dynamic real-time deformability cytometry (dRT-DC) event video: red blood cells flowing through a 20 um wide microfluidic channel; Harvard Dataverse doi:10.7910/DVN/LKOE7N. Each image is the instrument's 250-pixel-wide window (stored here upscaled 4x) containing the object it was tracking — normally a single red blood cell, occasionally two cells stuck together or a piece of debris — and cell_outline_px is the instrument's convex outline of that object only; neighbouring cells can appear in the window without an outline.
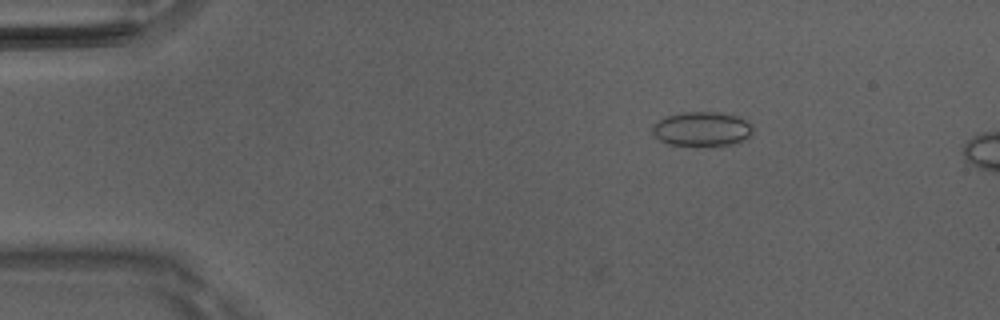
{"species": "Egyptian fruit bat (a non-hibernating species)", "species_latin": "Rousettus aegyptiacus", "temperature_condition": "room temperature", "stored_images_in_passage": 7, "camera_frame_rate_fps": 3000, "um_per_image_px": 0.085, "animal": {"sex": "male"}, "frame": {"image": 1, "passage_image": 2, "time_ms": 0.333, "image_size_px": [1000, 320], "cell_outline_px": [[752, 136], [744, 140], [720, 148], [712, 148], [668, 144], [652, 136], [652, 124], [668, 116], [680, 112], [716, 112], [736, 116], [744, 120], [752, 128]], "centroid_in_image_um": [59.64, 11.02], "position_along_channel_um": 25.4, "area_um2": 20.75}}